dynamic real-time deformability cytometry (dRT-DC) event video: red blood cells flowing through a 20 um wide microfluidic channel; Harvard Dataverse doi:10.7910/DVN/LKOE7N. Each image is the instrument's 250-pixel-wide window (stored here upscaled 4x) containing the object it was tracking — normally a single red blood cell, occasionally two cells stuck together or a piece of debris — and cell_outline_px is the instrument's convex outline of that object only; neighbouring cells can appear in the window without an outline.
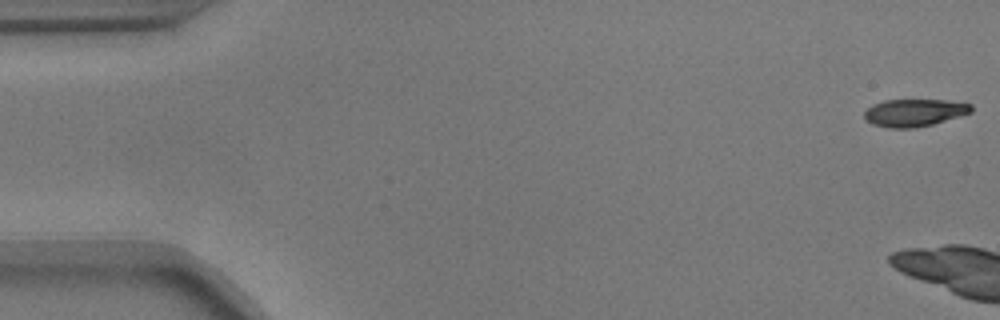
{"species": "common noctule bat (a hibernating species)", "species_latin": "Nyctalus noctula", "temperature_condition": "warm", "stored_images_in_passage": 14, "camera_frame_rate_fps": 3000, "um_per_image_px": 0.085, "animal": {"sex": "male", "body_mass_g": 17.9}, "frame": {"image": 1, "passage_image": 1, "time_ms": 0.0, "image_size_px": [1000, 320], "cell_outline_px": [[972, 112], [960, 116], [932, 124], [916, 128], [888, 128], [872, 124], [864, 120], [864, 112], [872, 104], [884, 100], [944, 100], [972, 104]], "centroid_in_image_um": [77.68, 9.58], "position_along_channel_um": 7.3, "area_um2": 17.17}}